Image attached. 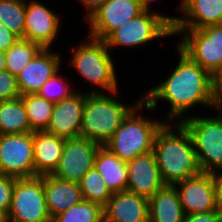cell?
<instances>
[{"label": "cell", "mask_w": 222, "mask_h": 222, "mask_svg": "<svg viewBox=\"0 0 222 222\" xmlns=\"http://www.w3.org/2000/svg\"><path fill=\"white\" fill-rule=\"evenodd\" d=\"M175 46L179 55L178 63L173 66L175 68L170 71L167 79L144 92L143 101L145 109L151 112L158 109V101L160 103L165 100L170 108L163 119L179 123L190 116L189 109L195 106L210 107L214 111L221 104V96L216 89L214 77Z\"/></svg>", "instance_id": "cell-1"}, {"label": "cell", "mask_w": 222, "mask_h": 222, "mask_svg": "<svg viewBox=\"0 0 222 222\" xmlns=\"http://www.w3.org/2000/svg\"><path fill=\"white\" fill-rule=\"evenodd\" d=\"M152 152L166 185H174L200 172L193 139L180 122H166L162 126L155 136Z\"/></svg>", "instance_id": "cell-2"}, {"label": "cell", "mask_w": 222, "mask_h": 222, "mask_svg": "<svg viewBox=\"0 0 222 222\" xmlns=\"http://www.w3.org/2000/svg\"><path fill=\"white\" fill-rule=\"evenodd\" d=\"M118 93V91L109 94L87 92L82 116L81 137L104 146L127 115L143 100L141 93V98L126 105V102L122 103V100L117 99Z\"/></svg>", "instance_id": "cell-3"}, {"label": "cell", "mask_w": 222, "mask_h": 222, "mask_svg": "<svg viewBox=\"0 0 222 222\" xmlns=\"http://www.w3.org/2000/svg\"><path fill=\"white\" fill-rule=\"evenodd\" d=\"M70 49L69 53L72 54L69 65L81 75L80 77L97 87L95 90L91 88L89 93L119 91L116 63L103 40L86 36L80 44Z\"/></svg>", "instance_id": "cell-4"}, {"label": "cell", "mask_w": 222, "mask_h": 222, "mask_svg": "<svg viewBox=\"0 0 222 222\" xmlns=\"http://www.w3.org/2000/svg\"><path fill=\"white\" fill-rule=\"evenodd\" d=\"M142 100L123 120L122 124L104 145L120 160L128 162L139 155L152 152L157 132L166 121L144 116ZM154 119V120H153Z\"/></svg>", "instance_id": "cell-5"}, {"label": "cell", "mask_w": 222, "mask_h": 222, "mask_svg": "<svg viewBox=\"0 0 222 222\" xmlns=\"http://www.w3.org/2000/svg\"><path fill=\"white\" fill-rule=\"evenodd\" d=\"M215 116L190 115L180 123L193 139L199 170L206 173H222V105Z\"/></svg>", "instance_id": "cell-6"}, {"label": "cell", "mask_w": 222, "mask_h": 222, "mask_svg": "<svg viewBox=\"0 0 222 222\" xmlns=\"http://www.w3.org/2000/svg\"><path fill=\"white\" fill-rule=\"evenodd\" d=\"M179 17L163 15L154 11H142L139 15L125 23L120 28L112 31L103 41L111 49L119 47L144 46L155 39L173 36L172 27Z\"/></svg>", "instance_id": "cell-7"}, {"label": "cell", "mask_w": 222, "mask_h": 222, "mask_svg": "<svg viewBox=\"0 0 222 222\" xmlns=\"http://www.w3.org/2000/svg\"><path fill=\"white\" fill-rule=\"evenodd\" d=\"M173 35H181L176 45L194 62L215 77L222 69V24L202 29L172 28ZM184 33V34H183Z\"/></svg>", "instance_id": "cell-8"}, {"label": "cell", "mask_w": 222, "mask_h": 222, "mask_svg": "<svg viewBox=\"0 0 222 222\" xmlns=\"http://www.w3.org/2000/svg\"><path fill=\"white\" fill-rule=\"evenodd\" d=\"M8 217L9 222H52L46 206L43 176L16 180Z\"/></svg>", "instance_id": "cell-9"}, {"label": "cell", "mask_w": 222, "mask_h": 222, "mask_svg": "<svg viewBox=\"0 0 222 222\" xmlns=\"http://www.w3.org/2000/svg\"><path fill=\"white\" fill-rule=\"evenodd\" d=\"M0 174L17 179L34 177L33 132L0 135Z\"/></svg>", "instance_id": "cell-10"}, {"label": "cell", "mask_w": 222, "mask_h": 222, "mask_svg": "<svg viewBox=\"0 0 222 222\" xmlns=\"http://www.w3.org/2000/svg\"><path fill=\"white\" fill-rule=\"evenodd\" d=\"M142 11L141 0H107L85 19L90 28L86 35L104 40Z\"/></svg>", "instance_id": "cell-11"}, {"label": "cell", "mask_w": 222, "mask_h": 222, "mask_svg": "<svg viewBox=\"0 0 222 222\" xmlns=\"http://www.w3.org/2000/svg\"><path fill=\"white\" fill-rule=\"evenodd\" d=\"M101 145L89 139L78 137L65 139L62 156L52 176L78 183L94 167V159Z\"/></svg>", "instance_id": "cell-12"}, {"label": "cell", "mask_w": 222, "mask_h": 222, "mask_svg": "<svg viewBox=\"0 0 222 222\" xmlns=\"http://www.w3.org/2000/svg\"><path fill=\"white\" fill-rule=\"evenodd\" d=\"M25 3V28L22 39L39 44L43 49H51L62 24L61 16L53 12L40 0ZM39 1V2H38Z\"/></svg>", "instance_id": "cell-13"}, {"label": "cell", "mask_w": 222, "mask_h": 222, "mask_svg": "<svg viewBox=\"0 0 222 222\" xmlns=\"http://www.w3.org/2000/svg\"><path fill=\"white\" fill-rule=\"evenodd\" d=\"M185 215L217 211L215 174L199 172L174 184Z\"/></svg>", "instance_id": "cell-14"}, {"label": "cell", "mask_w": 222, "mask_h": 222, "mask_svg": "<svg viewBox=\"0 0 222 222\" xmlns=\"http://www.w3.org/2000/svg\"><path fill=\"white\" fill-rule=\"evenodd\" d=\"M86 93L77 90L70 97L65 98L53 106L51 119L47 133L56 135L63 139H75L81 137V124Z\"/></svg>", "instance_id": "cell-15"}, {"label": "cell", "mask_w": 222, "mask_h": 222, "mask_svg": "<svg viewBox=\"0 0 222 222\" xmlns=\"http://www.w3.org/2000/svg\"><path fill=\"white\" fill-rule=\"evenodd\" d=\"M52 50L42 49L16 76L21 96L37 94L43 84L61 69L62 54Z\"/></svg>", "instance_id": "cell-16"}, {"label": "cell", "mask_w": 222, "mask_h": 222, "mask_svg": "<svg viewBox=\"0 0 222 222\" xmlns=\"http://www.w3.org/2000/svg\"><path fill=\"white\" fill-rule=\"evenodd\" d=\"M127 191L150 199L166 184L163 182L160 170L153 152L139 155L127 162Z\"/></svg>", "instance_id": "cell-17"}, {"label": "cell", "mask_w": 222, "mask_h": 222, "mask_svg": "<svg viewBox=\"0 0 222 222\" xmlns=\"http://www.w3.org/2000/svg\"><path fill=\"white\" fill-rule=\"evenodd\" d=\"M177 6L183 15L172 28L202 29L222 24V0H181Z\"/></svg>", "instance_id": "cell-18"}, {"label": "cell", "mask_w": 222, "mask_h": 222, "mask_svg": "<svg viewBox=\"0 0 222 222\" xmlns=\"http://www.w3.org/2000/svg\"><path fill=\"white\" fill-rule=\"evenodd\" d=\"M104 222H149L148 199L135 193H113L103 207Z\"/></svg>", "instance_id": "cell-19"}, {"label": "cell", "mask_w": 222, "mask_h": 222, "mask_svg": "<svg viewBox=\"0 0 222 222\" xmlns=\"http://www.w3.org/2000/svg\"><path fill=\"white\" fill-rule=\"evenodd\" d=\"M48 214L53 219L83 200L79 184L60 180L52 175H43Z\"/></svg>", "instance_id": "cell-20"}, {"label": "cell", "mask_w": 222, "mask_h": 222, "mask_svg": "<svg viewBox=\"0 0 222 222\" xmlns=\"http://www.w3.org/2000/svg\"><path fill=\"white\" fill-rule=\"evenodd\" d=\"M34 177L51 175L62 156L65 139L47 133L33 131Z\"/></svg>", "instance_id": "cell-21"}, {"label": "cell", "mask_w": 222, "mask_h": 222, "mask_svg": "<svg viewBox=\"0 0 222 222\" xmlns=\"http://www.w3.org/2000/svg\"><path fill=\"white\" fill-rule=\"evenodd\" d=\"M149 222H184L185 213L174 185H165L148 199Z\"/></svg>", "instance_id": "cell-22"}, {"label": "cell", "mask_w": 222, "mask_h": 222, "mask_svg": "<svg viewBox=\"0 0 222 222\" xmlns=\"http://www.w3.org/2000/svg\"><path fill=\"white\" fill-rule=\"evenodd\" d=\"M94 167L112 193L127 191V162L120 160L105 146L97 151Z\"/></svg>", "instance_id": "cell-23"}, {"label": "cell", "mask_w": 222, "mask_h": 222, "mask_svg": "<svg viewBox=\"0 0 222 222\" xmlns=\"http://www.w3.org/2000/svg\"><path fill=\"white\" fill-rule=\"evenodd\" d=\"M33 132L21 98L0 101V135Z\"/></svg>", "instance_id": "cell-24"}, {"label": "cell", "mask_w": 222, "mask_h": 222, "mask_svg": "<svg viewBox=\"0 0 222 222\" xmlns=\"http://www.w3.org/2000/svg\"><path fill=\"white\" fill-rule=\"evenodd\" d=\"M27 112L32 131H45L49 125L54 103L38 94L20 96Z\"/></svg>", "instance_id": "cell-25"}, {"label": "cell", "mask_w": 222, "mask_h": 222, "mask_svg": "<svg viewBox=\"0 0 222 222\" xmlns=\"http://www.w3.org/2000/svg\"><path fill=\"white\" fill-rule=\"evenodd\" d=\"M42 49L39 44L20 38L4 52L6 71L17 76Z\"/></svg>", "instance_id": "cell-26"}, {"label": "cell", "mask_w": 222, "mask_h": 222, "mask_svg": "<svg viewBox=\"0 0 222 222\" xmlns=\"http://www.w3.org/2000/svg\"><path fill=\"white\" fill-rule=\"evenodd\" d=\"M78 184L83 200L100 204L102 207L113 195L95 167L91 168Z\"/></svg>", "instance_id": "cell-27"}, {"label": "cell", "mask_w": 222, "mask_h": 222, "mask_svg": "<svg viewBox=\"0 0 222 222\" xmlns=\"http://www.w3.org/2000/svg\"><path fill=\"white\" fill-rule=\"evenodd\" d=\"M52 222H104L103 207L100 204L82 200L56 215Z\"/></svg>", "instance_id": "cell-28"}, {"label": "cell", "mask_w": 222, "mask_h": 222, "mask_svg": "<svg viewBox=\"0 0 222 222\" xmlns=\"http://www.w3.org/2000/svg\"><path fill=\"white\" fill-rule=\"evenodd\" d=\"M26 0H0V22L20 38L24 36Z\"/></svg>", "instance_id": "cell-29"}, {"label": "cell", "mask_w": 222, "mask_h": 222, "mask_svg": "<svg viewBox=\"0 0 222 222\" xmlns=\"http://www.w3.org/2000/svg\"><path fill=\"white\" fill-rule=\"evenodd\" d=\"M59 72L60 71L56 72L51 79L46 81L37 93L40 97L54 104L70 97L77 91L72 89L74 87H70L68 80L63 78Z\"/></svg>", "instance_id": "cell-30"}, {"label": "cell", "mask_w": 222, "mask_h": 222, "mask_svg": "<svg viewBox=\"0 0 222 222\" xmlns=\"http://www.w3.org/2000/svg\"><path fill=\"white\" fill-rule=\"evenodd\" d=\"M20 96L16 76L6 70L0 71V101L13 100Z\"/></svg>", "instance_id": "cell-31"}, {"label": "cell", "mask_w": 222, "mask_h": 222, "mask_svg": "<svg viewBox=\"0 0 222 222\" xmlns=\"http://www.w3.org/2000/svg\"><path fill=\"white\" fill-rule=\"evenodd\" d=\"M17 178L0 174V209L9 213L12 192Z\"/></svg>", "instance_id": "cell-32"}, {"label": "cell", "mask_w": 222, "mask_h": 222, "mask_svg": "<svg viewBox=\"0 0 222 222\" xmlns=\"http://www.w3.org/2000/svg\"><path fill=\"white\" fill-rule=\"evenodd\" d=\"M184 222H222V215L218 211L188 214Z\"/></svg>", "instance_id": "cell-33"}, {"label": "cell", "mask_w": 222, "mask_h": 222, "mask_svg": "<svg viewBox=\"0 0 222 222\" xmlns=\"http://www.w3.org/2000/svg\"><path fill=\"white\" fill-rule=\"evenodd\" d=\"M20 39L15 33L10 31L3 23L0 22V51H7L13 44Z\"/></svg>", "instance_id": "cell-34"}, {"label": "cell", "mask_w": 222, "mask_h": 222, "mask_svg": "<svg viewBox=\"0 0 222 222\" xmlns=\"http://www.w3.org/2000/svg\"><path fill=\"white\" fill-rule=\"evenodd\" d=\"M85 8V19L95 11L99 6L103 5L107 0H77Z\"/></svg>", "instance_id": "cell-35"}, {"label": "cell", "mask_w": 222, "mask_h": 222, "mask_svg": "<svg viewBox=\"0 0 222 222\" xmlns=\"http://www.w3.org/2000/svg\"><path fill=\"white\" fill-rule=\"evenodd\" d=\"M217 190V211L222 215V173L215 174Z\"/></svg>", "instance_id": "cell-36"}, {"label": "cell", "mask_w": 222, "mask_h": 222, "mask_svg": "<svg viewBox=\"0 0 222 222\" xmlns=\"http://www.w3.org/2000/svg\"><path fill=\"white\" fill-rule=\"evenodd\" d=\"M214 82L216 89L219 93V95H222V69L221 71L214 77Z\"/></svg>", "instance_id": "cell-37"}, {"label": "cell", "mask_w": 222, "mask_h": 222, "mask_svg": "<svg viewBox=\"0 0 222 222\" xmlns=\"http://www.w3.org/2000/svg\"><path fill=\"white\" fill-rule=\"evenodd\" d=\"M152 1L154 2V0H141L142 10L151 11L150 9H154V8H152V5H150L152 3Z\"/></svg>", "instance_id": "cell-38"}, {"label": "cell", "mask_w": 222, "mask_h": 222, "mask_svg": "<svg viewBox=\"0 0 222 222\" xmlns=\"http://www.w3.org/2000/svg\"><path fill=\"white\" fill-rule=\"evenodd\" d=\"M6 70V65H5V55L4 52L0 51V71Z\"/></svg>", "instance_id": "cell-39"}, {"label": "cell", "mask_w": 222, "mask_h": 222, "mask_svg": "<svg viewBox=\"0 0 222 222\" xmlns=\"http://www.w3.org/2000/svg\"><path fill=\"white\" fill-rule=\"evenodd\" d=\"M0 222H9L8 213L0 209Z\"/></svg>", "instance_id": "cell-40"}]
</instances>
